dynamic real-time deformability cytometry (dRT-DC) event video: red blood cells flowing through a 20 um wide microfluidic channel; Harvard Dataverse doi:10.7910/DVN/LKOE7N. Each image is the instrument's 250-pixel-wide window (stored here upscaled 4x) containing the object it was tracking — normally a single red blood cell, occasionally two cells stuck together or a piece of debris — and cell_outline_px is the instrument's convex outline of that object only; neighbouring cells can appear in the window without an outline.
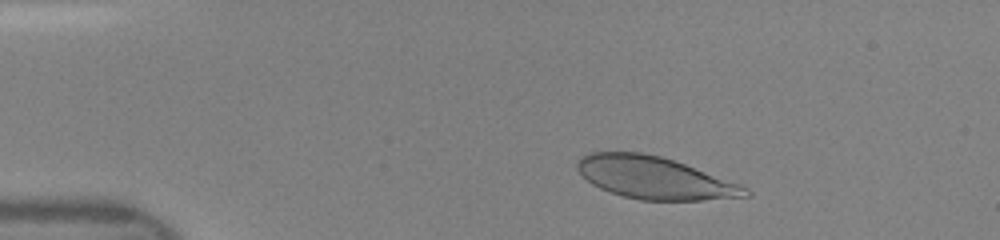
{"species": "human", "species_latin": "Homo sapiens", "temperature_condition": "room temperature", "stored_images_in_passage": 32, "camera_frame_rate_fps": 3000, "um_per_image_px": 0.085, "donor": {"sex": "female"}, "frame": {"image": 1, "passage_image": 1, "time_ms": 0.0, "image_size_px": [1000, 240], "cell_outline_px": [[752, 196], [700, 200], [640, 200], [624, 196], [600, 188], [592, 184], [576, 168], [576, 164], [584, 156], [592, 152], [640, 152], [660, 156], [684, 164], [740, 184], [748, 188], [752, 192]], "centroid_in_image_um": [55.67, 15.12], "position_along_channel_um": 29.3, "area_um2": 40.86}}
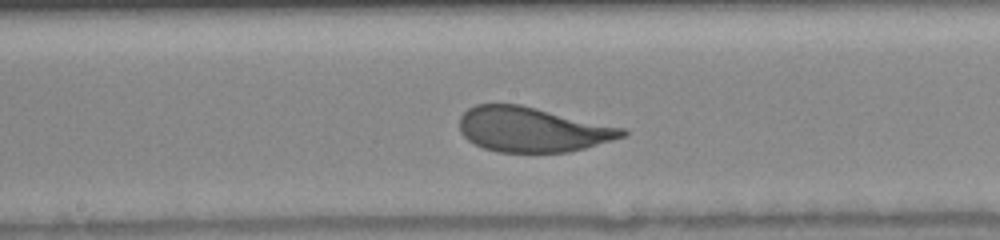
{"frame": {"image": 2, "passage_image": 18, "time_ms": 5.667, "image_size_px": [1000, 240], "cell_outline_px": [[628, 132], [624, 136], [612, 140], [584, 148], [568, 152], [500, 152], [484, 148], [468, 140], [460, 132], [460, 116], [468, 108], [476, 104], [520, 104], [624, 128]], "centroid_in_image_um": [45.22, 11.0], "position_along_channel_um": 203.0, "area_um2": 42.25}}
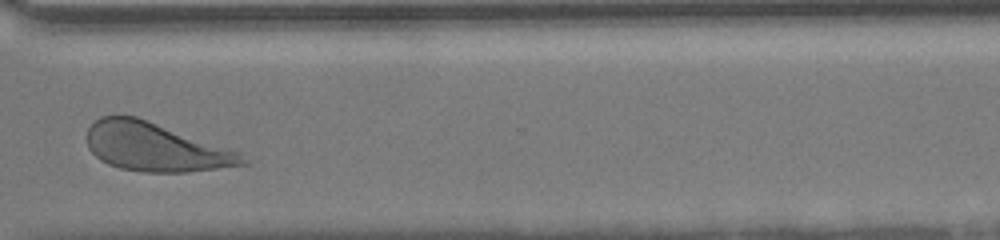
{"frame": {"image": 3, "passage_image": 29, "time_ms": 9.333, "image_size_px": [1000, 240], "cell_outline_px": [[248, 164], [188, 172], [144, 172], [120, 168], [108, 164], [100, 160], [88, 148], [88, 128], [100, 116], [136, 116], [240, 152], [248, 160]], "centroid_in_image_um": [13.21, 12.51], "position_along_channel_um": 357.4, "area_um2": 43.64}}